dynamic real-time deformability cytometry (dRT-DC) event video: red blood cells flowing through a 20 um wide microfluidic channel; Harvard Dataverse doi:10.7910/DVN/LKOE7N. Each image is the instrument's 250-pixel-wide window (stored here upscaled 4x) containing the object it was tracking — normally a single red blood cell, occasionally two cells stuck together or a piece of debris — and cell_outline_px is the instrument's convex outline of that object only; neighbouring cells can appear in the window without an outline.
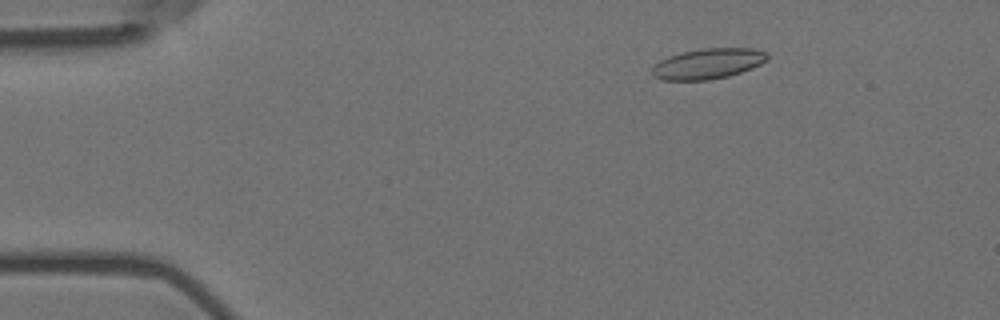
{"species": "Egyptian fruit bat (a non-hibernating species)", "species_latin": "Rousettus aegyptiacus", "temperature_condition": "room temperature", "stored_images_in_passage": 29, "camera_frame_rate_fps": 3000, "um_per_image_px": 0.085, "animal": {"sex": "female"}, "frame": {"image": 1, "passage_image": 9, "time_ms": 2.667, "image_size_px": [1000, 320], "cell_outline_px": [[768, 60], [752, 68], [728, 76], [708, 80], [660, 80], [652, 72], [652, 68], [660, 60], [668, 56], [684, 52], [704, 48], [752, 48], [768, 52]], "centroid_in_image_um": [60.21, 5.41], "position_along_channel_um": 24.8, "area_um2": 20.35}}
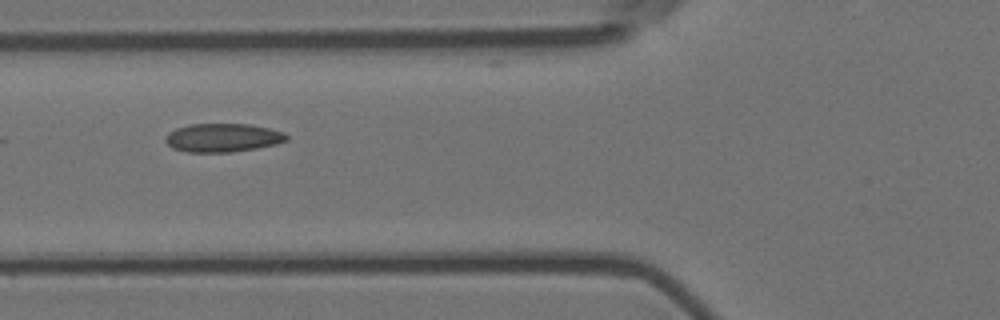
{"frame": {"image": 2, "passage_image": 22, "time_ms": 7.0, "image_size_px": [1000, 320], "cell_outline_px": [[288, 140], [276, 144], [256, 148], [232, 152], [188, 152], [172, 148], [164, 140], [168, 132], [176, 128], [188, 124], [248, 124], [268, 128], [284, 132], [288, 136]], "centroid_in_image_um": [18.92, 11.7], "position_along_channel_um": 106.9, "area_um2": 20.17}}
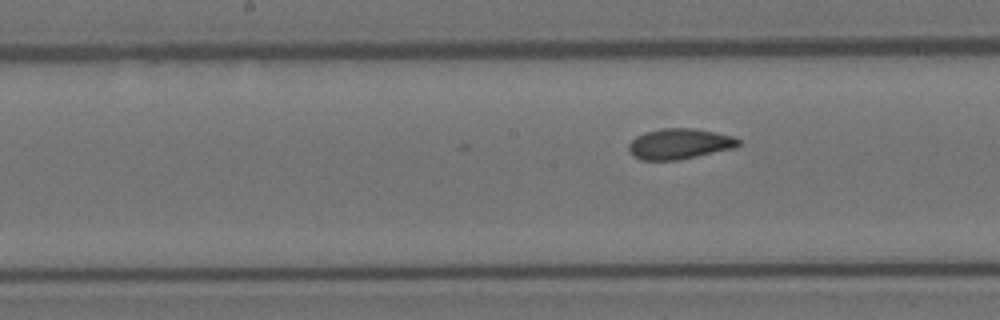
{"frame": {"image": 3, "passage_image": 29, "time_ms": 9.333, "image_size_px": [1000, 320], "cell_outline_px": [[740, 144], [736, 148], [680, 160], [640, 160], [632, 156], [628, 152], [628, 144], [636, 136], [644, 132], [660, 128], [692, 128], [716, 132], [732, 136], [740, 140]], "centroid_in_image_um": [57.73, 12.23], "position_along_channel_um": 190.5, "area_um2": 19.88}}